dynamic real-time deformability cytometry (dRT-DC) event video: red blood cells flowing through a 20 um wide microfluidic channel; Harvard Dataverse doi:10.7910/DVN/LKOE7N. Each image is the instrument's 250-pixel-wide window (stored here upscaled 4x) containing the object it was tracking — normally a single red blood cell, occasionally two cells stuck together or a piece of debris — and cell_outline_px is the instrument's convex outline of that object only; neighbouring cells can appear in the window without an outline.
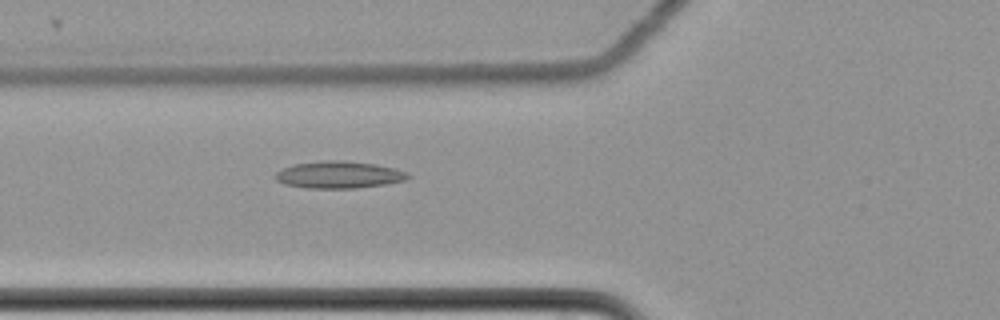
{"species": "common noctule bat (a hibernating species)", "species_latin": "Nyctalus noctula", "temperature_condition": "cold", "stored_images_in_passage": 60, "camera_frame_rate_fps": 3000, "um_per_image_px": 0.085, "animal": {"sex": "female", "body_mass_g": 22.7, "forearm_length_mm": 54.2}, "frame": {"image": 1, "passage_image": 24, "time_ms": 7.667, "image_size_px": [1000, 320], "cell_outline_px": [[412, 176], [408, 180], [384, 184], [356, 188], [304, 188], [284, 184], [276, 180], [272, 176], [276, 172], [292, 164], [328, 160], [336, 160], [376, 164], [408, 172]], "centroid_in_image_um": [28.79, 14.86], "position_along_channel_um": 97.0, "area_um2": 20.98}}
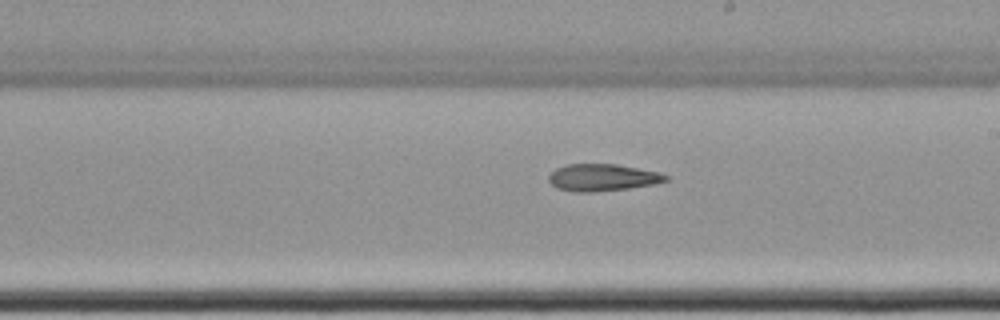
{"frame": {"image": 2, "passage_image": 36, "time_ms": 11.667, "image_size_px": [1000, 320], "cell_outline_px": [[668, 180], [656, 184], [628, 188], [592, 192], [576, 192], [556, 188], [548, 180], [548, 176], [556, 168], [568, 164], [616, 164], [660, 172], [668, 176]], "centroid_in_image_um": [51.22, 15.09], "position_along_channel_um": 237.8, "area_um2": 18.44}}
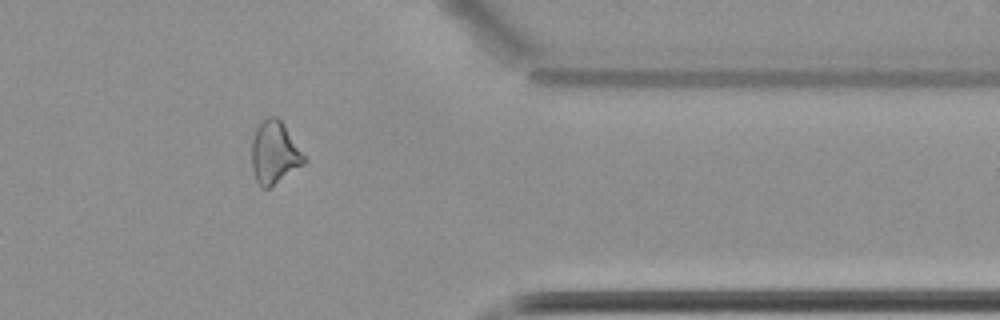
{"frame": {"image": 3, "passage_image": 50, "time_ms": 16.333, "image_size_px": [1000, 320], "cell_outline_px": [[308, 160], [304, 164], [268, 188], [260, 188], [256, 180], [252, 168], [252, 140], [256, 128], [268, 116], [276, 116], [284, 124]], "centroid_in_image_um": [23.33, 12.98], "position_along_channel_um": 388.1, "area_um2": 18.96}}